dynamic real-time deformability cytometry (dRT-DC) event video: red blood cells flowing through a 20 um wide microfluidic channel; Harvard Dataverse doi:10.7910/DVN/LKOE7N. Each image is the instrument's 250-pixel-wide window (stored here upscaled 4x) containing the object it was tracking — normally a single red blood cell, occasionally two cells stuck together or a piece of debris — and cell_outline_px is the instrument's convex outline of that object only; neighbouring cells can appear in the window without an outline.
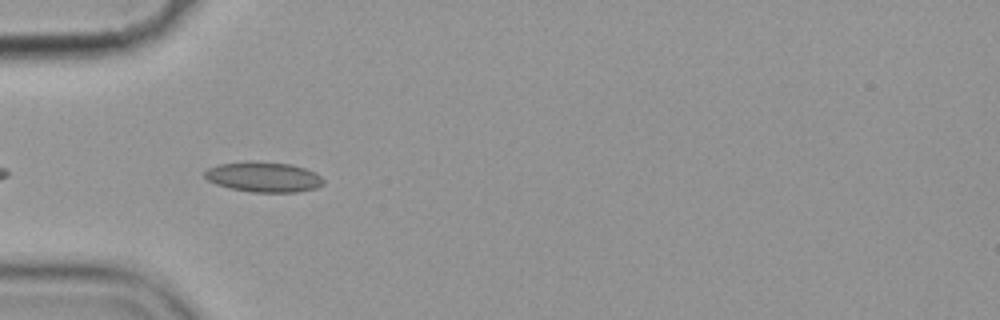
{"species": "common noctule bat (a hibernating species)", "species_latin": "Nyctalus noctula", "temperature_condition": "cold", "stored_images_in_passage": 5, "camera_frame_rate_fps": 3000, "um_per_image_px": 0.085, "animal": {"sex": "female", "body_mass_g": 19.9}, "frame": {"image": 1, "passage_image": 5, "time_ms": 4.667, "image_size_px": [1000, 320], "cell_outline_px": [[324, 184], [316, 188], [296, 192], [252, 192], [228, 188], [216, 184], [208, 180], [204, 176], [204, 172], [208, 168], [220, 164], [248, 160], [292, 164], [316, 172], [324, 180]], "centroid_in_image_um": [22.4, 15.03], "position_along_channel_um": 62.6, "area_um2": 21.1}}